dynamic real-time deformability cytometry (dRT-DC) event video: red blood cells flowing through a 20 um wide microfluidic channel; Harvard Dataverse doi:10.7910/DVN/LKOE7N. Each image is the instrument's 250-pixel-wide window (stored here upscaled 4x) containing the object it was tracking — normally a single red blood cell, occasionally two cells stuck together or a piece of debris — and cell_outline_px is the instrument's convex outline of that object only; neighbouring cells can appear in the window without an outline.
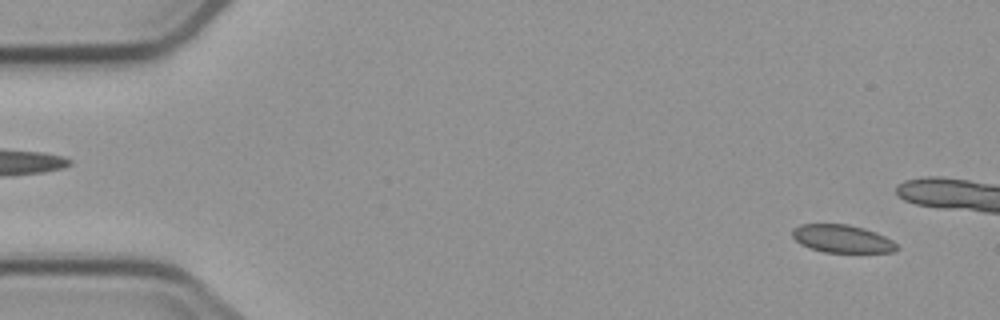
{"species": "common noctule bat (a hibernating species)", "species_latin": "Nyctalus noctula", "temperature_condition": "cold", "stored_images_in_passage": 6, "camera_frame_rate_fps": 3000, "um_per_image_px": 0.085, "animal": {"sex": "male", "body_mass_g": 23.1, "forearm_length_mm": 52.7}, "frame": {"image": 1, "passage_image": 2, "time_ms": 1.0, "image_size_px": [1000, 320], "cell_outline_px": [[896, 248], [892, 252], [824, 252], [800, 244], [792, 236], [792, 228], [800, 224], [848, 224], [864, 228], [876, 232], [892, 240], [896, 244]], "centroid_in_image_um": [71.54, 20.28], "position_along_channel_um": 13.5, "area_um2": 16.82}}